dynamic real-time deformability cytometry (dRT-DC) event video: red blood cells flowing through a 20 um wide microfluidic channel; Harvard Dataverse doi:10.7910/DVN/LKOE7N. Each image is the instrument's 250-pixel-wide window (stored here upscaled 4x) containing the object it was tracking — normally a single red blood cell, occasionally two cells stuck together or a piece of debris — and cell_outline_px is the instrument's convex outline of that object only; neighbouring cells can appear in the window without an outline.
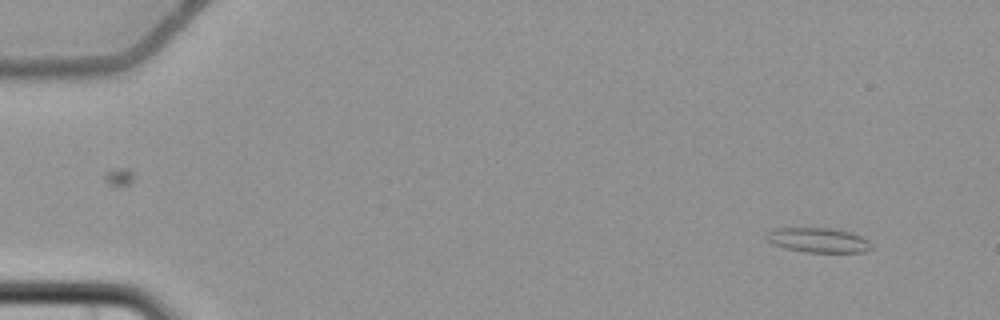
{"species": "common noctule bat (a hibernating species)", "species_latin": "Nyctalus noctula", "temperature_condition": "cold", "stored_images_in_passage": 5, "camera_frame_rate_fps": 3000, "um_per_image_px": 0.085, "animal": {"sex": "female", "body_mass_g": 22.7, "forearm_length_mm": 54.2}, "frame": {"image": 1, "passage_image": 1, "time_ms": 0.0, "image_size_px": [1000, 320], "cell_outline_px": [[872, 248], [864, 252], [804, 252], [784, 248], [772, 244], [764, 236], [772, 228], [832, 228], [852, 232], [868, 240], [872, 244]], "centroid_in_image_um": [69.54, 20.41], "position_along_channel_um": 15.5, "area_um2": 15.26}}